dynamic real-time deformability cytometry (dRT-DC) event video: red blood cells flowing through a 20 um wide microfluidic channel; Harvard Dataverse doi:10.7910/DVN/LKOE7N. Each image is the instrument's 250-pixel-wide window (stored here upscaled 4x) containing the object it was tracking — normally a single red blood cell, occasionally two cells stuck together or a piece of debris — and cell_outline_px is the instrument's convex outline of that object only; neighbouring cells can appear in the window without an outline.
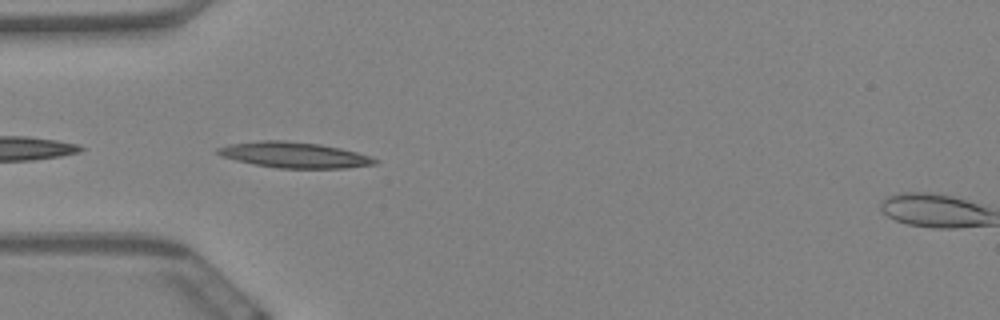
{"species": "Egyptian fruit bat (a non-hibernating species)", "species_latin": "Rousettus aegyptiacus", "temperature_condition": "warm", "stored_images_in_passage": 7, "camera_frame_rate_fps": 3000, "um_per_image_px": 0.085, "animal": {"sex": "female"}, "frame": {"image": 1, "passage_image": 2, "time_ms": 0.333, "image_size_px": [1000, 320], "cell_outline_px": [[380, 160], [376, 164], [348, 168], [276, 168], [236, 160], [220, 156], [216, 152], [216, 148], [228, 144], [260, 140], [284, 140], [320, 144], [340, 148], [356, 152]], "centroid_in_image_um": [24.99, 13.16], "position_along_channel_um": 60.0, "area_um2": 23.58}}